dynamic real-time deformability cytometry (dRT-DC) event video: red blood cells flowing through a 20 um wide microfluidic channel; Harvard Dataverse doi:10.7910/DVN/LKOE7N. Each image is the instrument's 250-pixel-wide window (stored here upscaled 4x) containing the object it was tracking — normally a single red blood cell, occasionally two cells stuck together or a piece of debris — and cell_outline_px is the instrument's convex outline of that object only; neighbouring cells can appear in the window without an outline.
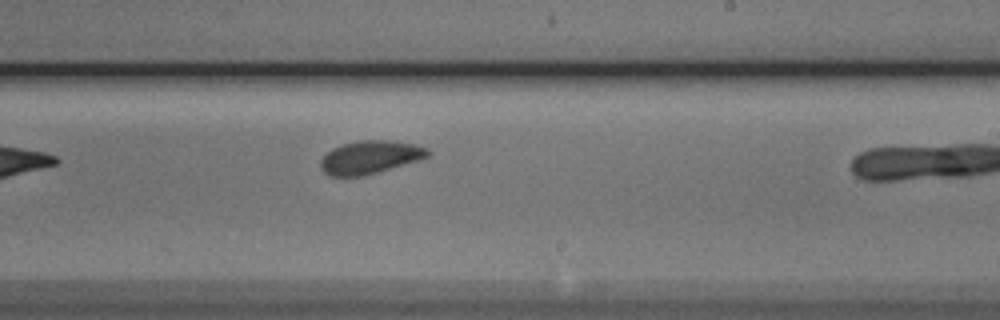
{"species": "Egyptian fruit bat (a non-hibernating species)", "species_latin": "Rousettus aegyptiacus", "temperature_condition": "cold", "stored_images_in_passage": 9, "camera_frame_rate_fps": 3000, "um_per_image_px": 0.085, "animal": {"sex": "male"}, "frame": {"image": 1, "passage_image": 8, "time_ms": 2.333, "image_size_px": [1000, 320], "cell_outline_px": [[432, 152], [428, 156], [420, 160], [376, 172], [360, 176], [332, 176], [324, 172], [320, 168], [320, 160], [332, 148], [340, 144], [360, 140], [388, 140], [412, 144], [428, 148]], "centroid_in_image_um": [31.45, 13.35], "position_along_channel_um": 257.6, "area_um2": 20.58}}